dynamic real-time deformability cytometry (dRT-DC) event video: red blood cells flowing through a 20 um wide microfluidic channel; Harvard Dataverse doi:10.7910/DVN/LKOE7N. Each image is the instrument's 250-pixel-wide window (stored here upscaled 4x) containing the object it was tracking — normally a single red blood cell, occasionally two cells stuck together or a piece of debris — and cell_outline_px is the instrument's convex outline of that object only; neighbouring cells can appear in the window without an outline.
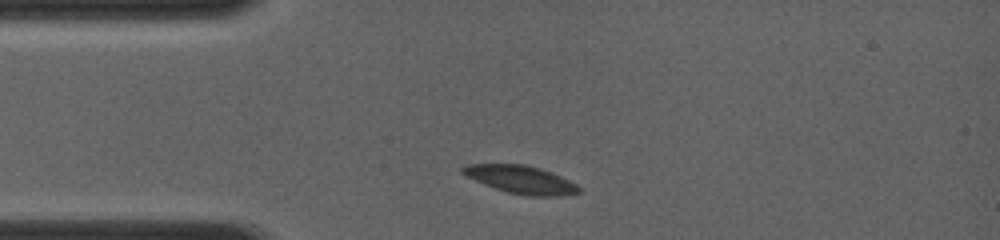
{"species": "common noctule bat (a hibernating species)", "species_latin": "Nyctalus noctula", "temperature_condition": "room temperature", "stored_images_in_passage": 5, "camera_frame_rate_fps": 4000, "um_per_image_px": 0.085, "animal": {"sex": "female", "body_mass_g": 19.0, "forearm_length_mm": 56.7}, "frame": {"image": 1, "passage_image": 2, "time_ms": 0.5, "image_size_px": [1000, 240], "cell_outline_px": [[580, 192], [556, 196], [528, 196], [508, 192], [484, 184], [460, 172], [460, 168], [464, 164], [524, 164], [540, 168], [552, 172], [576, 184], [580, 188]], "centroid_in_image_um": [44.25, 15.25], "position_along_channel_um": 40.7, "area_um2": 18.73}}
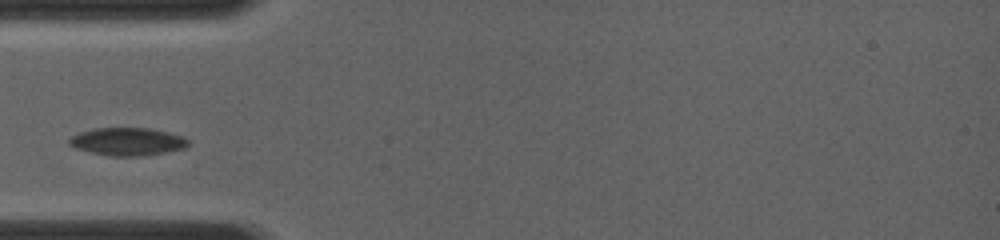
{"frame": {"image": 2, "passage_image": 4, "time_ms": 1.75, "image_size_px": [1000, 240], "cell_outline_px": [[188, 144], [184, 148], [164, 152], [140, 156], [112, 156], [92, 152], [76, 148], [68, 144], [68, 140], [72, 136], [80, 132], [92, 128], [148, 128], [168, 132], [184, 136], [188, 140]], "centroid_in_image_um": [10.82, 12.02], "position_along_channel_um": 74.2, "area_um2": 19.13}}